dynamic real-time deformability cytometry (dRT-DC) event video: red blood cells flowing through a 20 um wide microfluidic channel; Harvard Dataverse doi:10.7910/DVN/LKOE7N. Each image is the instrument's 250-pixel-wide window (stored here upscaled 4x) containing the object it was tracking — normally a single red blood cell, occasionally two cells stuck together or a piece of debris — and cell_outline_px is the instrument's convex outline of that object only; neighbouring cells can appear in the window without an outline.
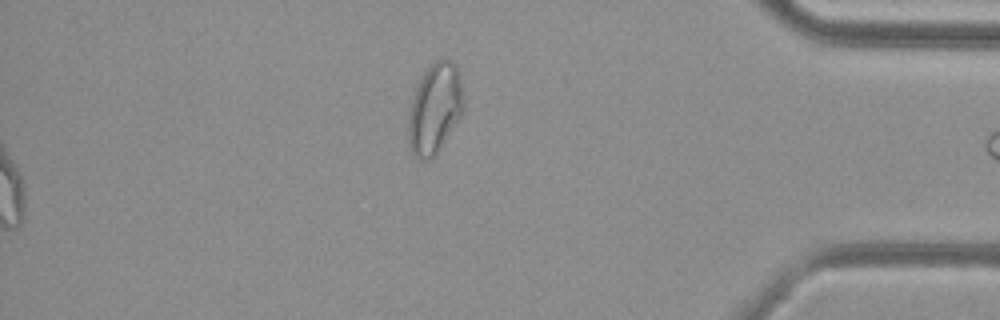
{"species": "common noctule bat (a hibernating species)", "species_latin": "Nyctalus noctula", "temperature_condition": "cold", "stored_images_in_passage": 41, "segment_of_instrument_passage": [2, 2], "camera_frame_rate_fps": 3000, "um_per_image_px": 0.085, "animal": {"sex": "female", "body_mass_g": 29.2, "forearm_length_mm": 56.3}, "frame": {"image": 1, "passage_image": 41, "time_ms": 13.333, "image_size_px": [1000, 320], "cell_outline_px": [[464, 108], [460, 116], [432, 160], [420, 160], [412, 152], [408, 140], [408, 116], [412, 100], [420, 76], [432, 60], [448, 60], [456, 64], [460, 80], [464, 104]], "centroid_in_image_um": [36.94, 9.21], "position_along_channel_um": 398.3, "area_um2": 28.9}}